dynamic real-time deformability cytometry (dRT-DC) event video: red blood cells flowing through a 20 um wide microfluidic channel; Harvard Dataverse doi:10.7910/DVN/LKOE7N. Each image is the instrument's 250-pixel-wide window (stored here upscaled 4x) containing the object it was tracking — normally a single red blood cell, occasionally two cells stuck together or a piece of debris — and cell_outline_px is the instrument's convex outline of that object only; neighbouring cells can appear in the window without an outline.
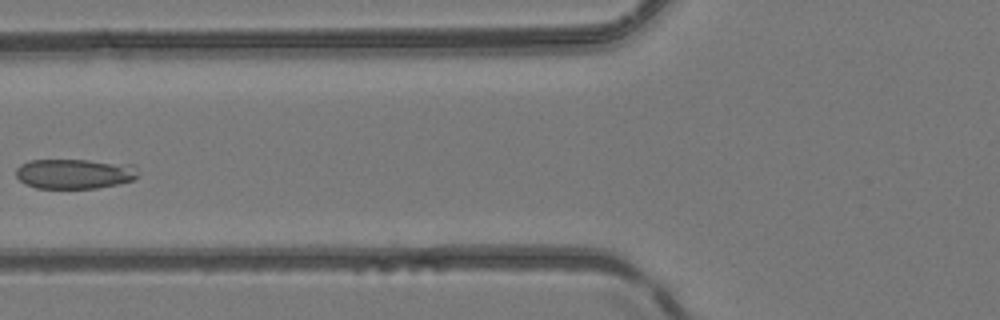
{"species": "common noctule bat (a hibernating species)", "species_latin": "Nyctalus noctula", "temperature_condition": "room temperature", "stored_images_in_passage": 5, "camera_frame_rate_fps": 3000, "um_per_image_px": 0.085, "animal": {"sex": "female", "body_mass_g": 24.6, "forearm_length_mm": 56.2}, "frame": {"image": 1, "passage_image": 5, "time_ms": 4.667, "image_size_px": [1000, 320], "cell_outline_px": [[136, 176], [132, 180], [116, 184], [96, 188], [36, 188], [24, 184], [16, 176], [16, 168], [20, 164], [28, 160], [88, 160], [136, 164]], "centroid_in_image_um": [6.3, 14.76], "position_along_channel_um": 119.5, "area_um2": 21.39}}